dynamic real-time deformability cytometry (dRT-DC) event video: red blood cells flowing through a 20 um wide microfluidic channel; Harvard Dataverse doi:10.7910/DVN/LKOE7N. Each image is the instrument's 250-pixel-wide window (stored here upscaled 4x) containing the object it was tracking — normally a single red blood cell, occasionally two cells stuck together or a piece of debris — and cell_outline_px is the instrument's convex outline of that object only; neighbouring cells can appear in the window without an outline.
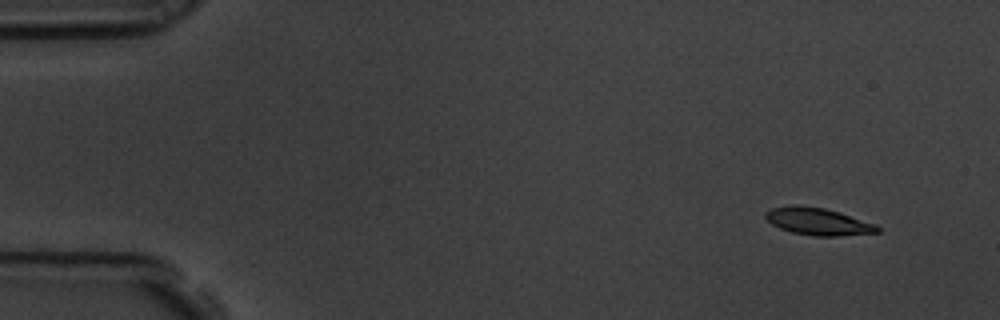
{"species": "common noctule bat (a hibernating species)", "species_latin": "Nyctalus noctula", "temperature_condition": "room temperature", "stored_images_in_passage": 5, "camera_frame_rate_fps": 3000, "um_per_image_px": 0.085, "animal": {"sex": "male", "body_mass_g": 19.5, "forearm_length_mm": 54.6}, "frame": {"image": 1, "passage_image": 1, "time_ms": 0.0, "image_size_px": [1000, 320], "cell_outline_px": [[880, 232], [836, 236], [812, 236], [792, 232], [780, 228], [772, 224], [764, 216], [764, 212], [772, 208], [824, 208], [876, 224], [880, 228]], "centroid_in_image_um": [69.58, 18.88], "position_along_channel_um": 15.4, "area_um2": 16.88}}
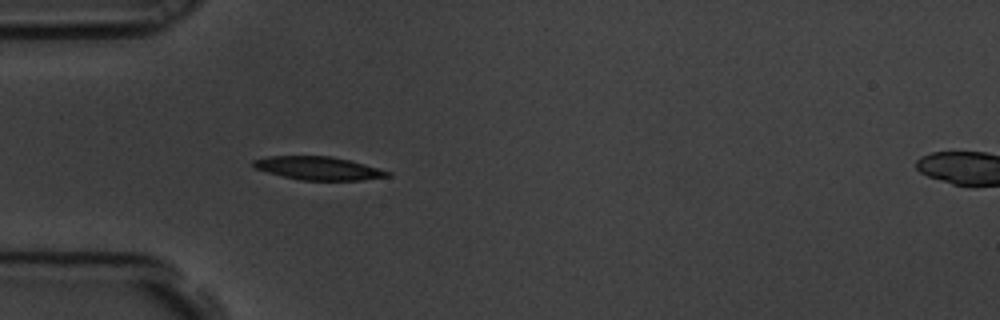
{"frame": {"image": 2, "passage_image": 5, "time_ms": 1.333, "image_size_px": [1000, 320], "cell_outline_px": [[392, 176], [364, 180], [300, 180], [268, 172], [256, 168], [252, 164], [252, 160], [268, 156], [332, 156], [364, 164], [392, 172]], "centroid_in_image_um": [27.1, 14.3], "position_along_channel_um": 57.9, "area_um2": 18.09}}